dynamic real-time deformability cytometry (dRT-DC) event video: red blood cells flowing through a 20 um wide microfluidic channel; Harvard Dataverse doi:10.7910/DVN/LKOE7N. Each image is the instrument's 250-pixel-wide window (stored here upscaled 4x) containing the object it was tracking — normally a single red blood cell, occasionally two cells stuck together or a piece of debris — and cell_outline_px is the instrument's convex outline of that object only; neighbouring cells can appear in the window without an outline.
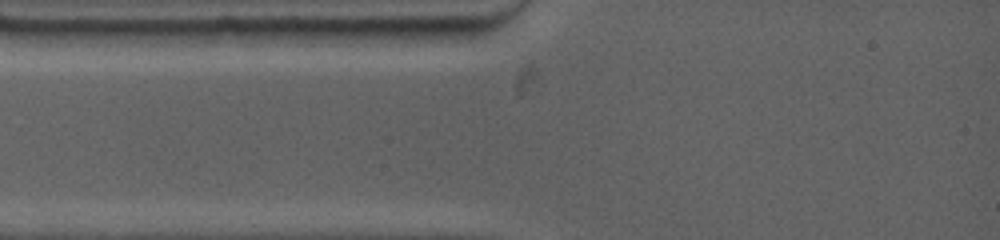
{"species": "common noctule bat (a hibernating species)", "species_latin": "Nyctalus noctula", "temperature_condition": "warm", "stored_images_in_passage": 1, "camera_frame_rate_fps": 4500, "um_per_image_px": 0.085, "animal": {"sex": "female", "body_mass_g": 19.0, "forearm_length_mm": 53.3}, "frame": {"image": 1, "passage_image": 1, "time_ms": 0.0, "image_size_px": [1000, 240], "cell_outline_px": [[476, 36], [456, 44], [368, 44], [336, 32], [328, 28], [472, 28]], "centroid_in_image_um": [34.69, 3.01], "position_along_channel_um": 50.3, "area_um2": 14.22}}